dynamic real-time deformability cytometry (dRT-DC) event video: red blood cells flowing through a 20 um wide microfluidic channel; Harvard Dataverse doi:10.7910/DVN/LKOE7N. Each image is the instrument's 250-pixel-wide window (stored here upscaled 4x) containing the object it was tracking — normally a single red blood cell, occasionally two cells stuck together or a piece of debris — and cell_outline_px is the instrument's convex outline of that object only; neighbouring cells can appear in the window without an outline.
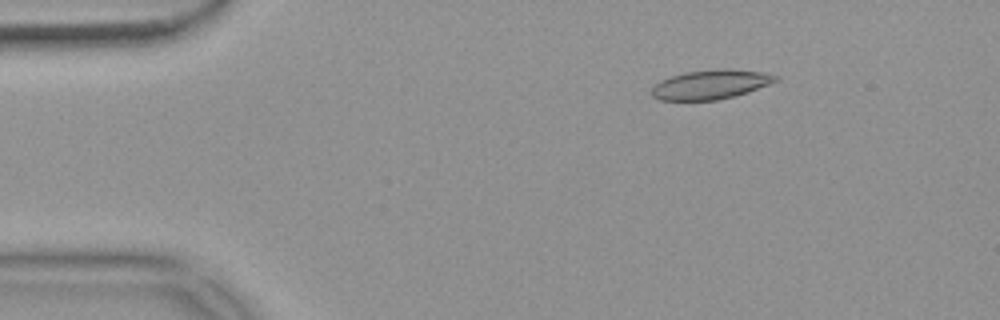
{"species": "common noctule bat (a hibernating species)", "species_latin": "Nyctalus noctula", "temperature_condition": "warm", "stored_images_in_passage": 54, "camera_frame_rate_fps": 3000, "um_per_image_px": 0.085, "animal": {"sex": "female", "body_mass_g": 18.4}, "frame": {"image": 1, "passage_image": 8, "time_ms": 2.333, "image_size_px": [1000, 320], "cell_outline_px": [[780, 80], [748, 92], [716, 100], [660, 100], [652, 96], [652, 88], [660, 80], [684, 72], [720, 68], [728, 68], [764, 72], [780, 76]], "centroid_in_image_um": [60.45, 7.16], "position_along_channel_um": 24.6, "area_um2": 21.27}}
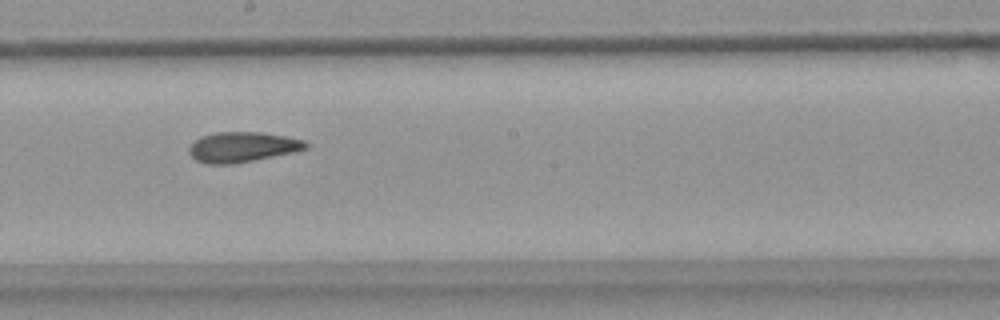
{"frame": {"image": 2, "passage_image": 30, "time_ms": 9.667, "image_size_px": [1000, 320], "cell_outline_px": [[308, 148], [296, 152], [232, 164], [204, 164], [196, 160], [188, 152], [188, 148], [200, 136], [216, 132], [260, 132], [284, 136], [304, 140], [308, 144]], "centroid_in_image_um": [20.59, 12.5], "position_along_channel_um": 227.6, "area_um2": 20.58}}
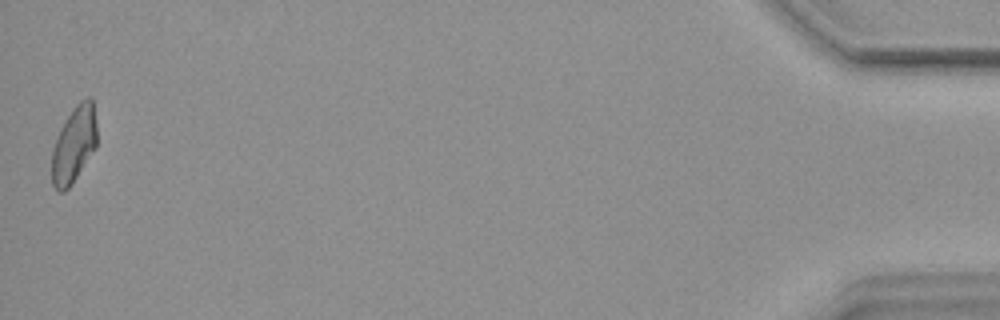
{"frame": {"image": 3, "passage_image": 54, "time_ms": 17.667, "image_size_px": [1000, 320], "cell_outline_px": [[96, 148], [72, 184], [64, 192], [60, 192], [52, 184], [52, 148], [56, 136], [60, 128], [72, 108], [80, 100], [88, 96], [92, 96], [96, 120]], "centroid_in_image_um": [6.29, 12.25], "position_along_channel_um": 428.9, "area_um2": 20.35}, "authors_computed_cell_mechanics": {"area_um2": 20.7213, "velocity_mm_per_s": 3.7076, "shape_relaxation_time_tau1_ms": null, "shape_relaxation_time_tau2_ms": 4.2665, "deformation_change_tau1": null, "deformation_change_tau2": 0.1161}}